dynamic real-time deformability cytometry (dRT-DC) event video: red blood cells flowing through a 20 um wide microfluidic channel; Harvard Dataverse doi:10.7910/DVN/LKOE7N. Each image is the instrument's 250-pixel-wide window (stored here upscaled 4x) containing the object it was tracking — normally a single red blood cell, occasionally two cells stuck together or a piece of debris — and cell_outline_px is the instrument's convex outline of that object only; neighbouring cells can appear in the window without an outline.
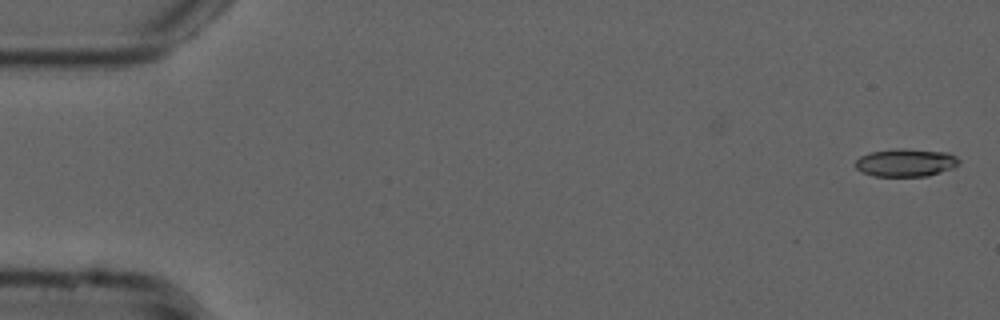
{"species": "common noctule bat (a hibernating species)", "species_latin": "Nyctalus noctula", "temperature_condition": "cold", "stored_images_in_passage": 54, "camera_frame_rate_fps": 3000, "um_per_image_px": 0.085, "animal": {"sex": "male", "forearm_length_mm": 52.5}, "frame": {"image": 1, "passage_image": 1, "time_ms": 0.0, "image_size_px": [1000, 320], "cell_outline_px": [[960, 164], [952, 168], [928, 176], [872, 176], [860, 172], [856, 168], [856, 160], [860, 156], [872, 152], [896, 148], [904, 148], [948, 152], [956, 156], [960, 160]], "centroid_in_image_um": [77.0, 13.82], "position_along_channel_um": 8.0, "area_um2": 16.99}}
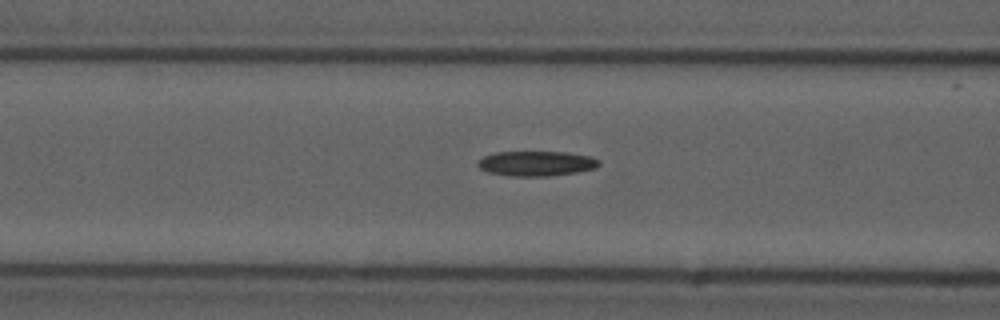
{"frame": {"image": 2, "passage_image": 21, "time_ms": 6.667, "image_size_px": [1000, 320], "cell_outline_px": [[600, 164], [596, 168], [576, 172], [548, 176], [508, 176], [488, 172], [480, 168], [476, 164], [484, 156], [496, 152], [568, 152], [592, 156], [600, 160]], "centroid_in_image_um": [45.62, 13.89], "position_along_channel_um": 121.0, "area_um2": 17.69}}
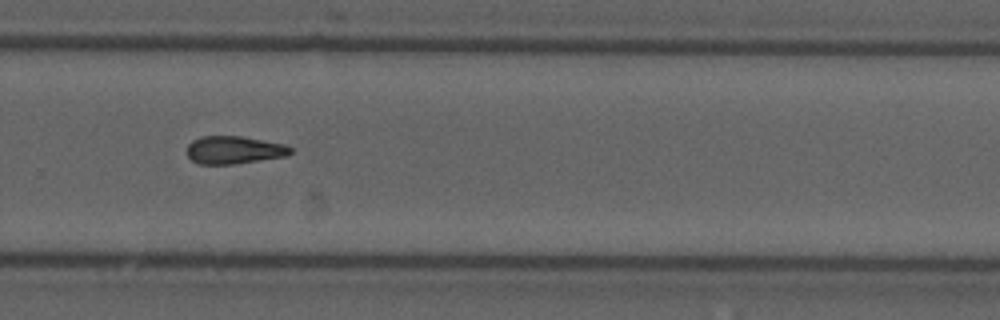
{"frame": {"image": 3, "passage_image": 36, "time_ms": 11.667, "image_size_px": [1000, 320], "cell_outline_px": [[292, 152], [288, 156], [232, 164], [196, 164], [188, 156], [188, 144], [192, 140], [200, 136], [240, 136], [284, 144], [292, 148]], "centroid_in_image_um": [19.88, 12.75], "position_along_channel_um": 309.9, "area_um2": 16.76}}